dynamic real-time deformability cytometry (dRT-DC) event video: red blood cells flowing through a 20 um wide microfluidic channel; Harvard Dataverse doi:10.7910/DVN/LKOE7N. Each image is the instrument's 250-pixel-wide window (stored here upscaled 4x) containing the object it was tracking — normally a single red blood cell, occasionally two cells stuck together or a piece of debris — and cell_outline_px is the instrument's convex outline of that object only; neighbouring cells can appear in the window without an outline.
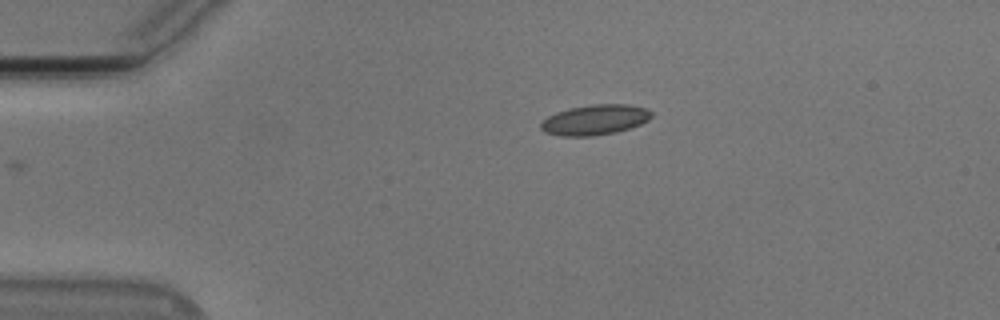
{"species": "Egyptian fruit bat (a non-hibernating species)", "species_latin": "Rousettus aegyptiacus", "temperature_condition": "cold", "stored_images_in_passage": 39, "camera_frame_rate_fps": 3000, "um_per_image_px": 0.085, "animal": {"sex": "male"}, "frame": {"image": 1, "passage_image": 1, "time_ms": 0.0, "image_size_px": [1000, 320], "cell_outline_px": [[652, 116], [648, 120], [640, 124], [616, 132], [592, 136], [560, 136], [544, 132], [540, 128], [540, 124], [548, 116], [556, 112], [568, 108], [592, 104], [628, 104], [644, 108], [652, 112]], "centroid_in_image_um": [50.54, 10.18], "position_along_channel_um": 34.5, "area_um2": 19.48}}
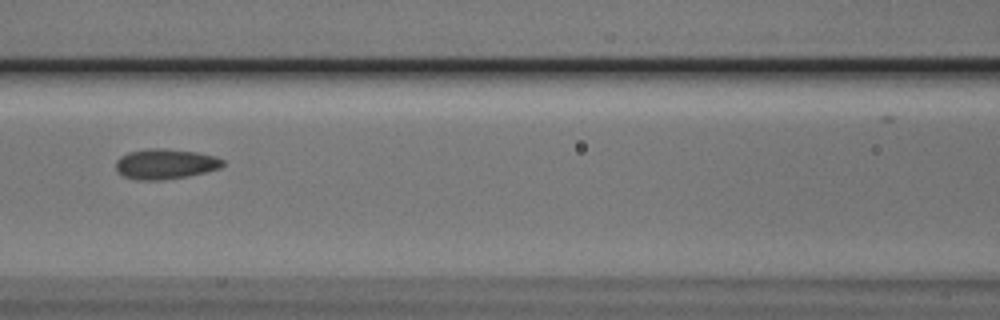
{"frame": {"image": 2, "passage_image": 14, "time_ms": 4.333, "image_size_px": [1000, 320], "cell_outline_px": [[224, 164], [220, 168], [188, 176], [160, 180], [136, 180], [124, 176], [116, 172], [116, 160], [120, 156], [128, 152], [148, 148], [160, 148], [196, 152], [216, 156], [224, 160]], "centroid_in_image_um": [14.02, 13.93], "position_along_channel_um": 152.6, "area_um2": 18.9}}
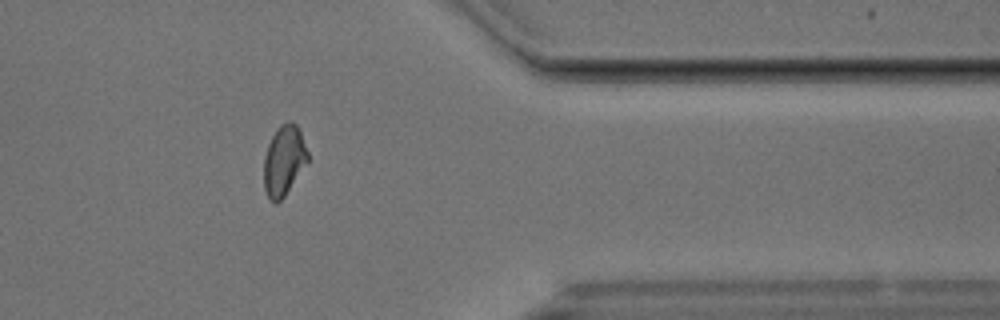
{"frame": {"image": 3, "passage_image": 34, "time_ms": 11.0, "image_size_px": [1000, 320], "cell_outline_px": [[308, 160], [284, 196], [276, 204], [268, 196], [264, 188], [264, 156], [268, 144], [276, 128], [280, 124], [288, 120], [292, 120], [300, 128], [308, 152]], "centroid_in_image_um": [24.13, 13.57], "position_along_channel_um": 387.3, "area_um2": 17.92}, "authors_computed_cell_mechanics": {"area_um2": 18.3804, "velocity_mm_per_s": 3.7596, "shape_relaxation_time_tau1_ms": 3.506, "shape_relaxation_time_tau2_ms": 1.6855, "deformation_change_tau1": 0.0956, "deformation_change_tau2": 0.0759}}